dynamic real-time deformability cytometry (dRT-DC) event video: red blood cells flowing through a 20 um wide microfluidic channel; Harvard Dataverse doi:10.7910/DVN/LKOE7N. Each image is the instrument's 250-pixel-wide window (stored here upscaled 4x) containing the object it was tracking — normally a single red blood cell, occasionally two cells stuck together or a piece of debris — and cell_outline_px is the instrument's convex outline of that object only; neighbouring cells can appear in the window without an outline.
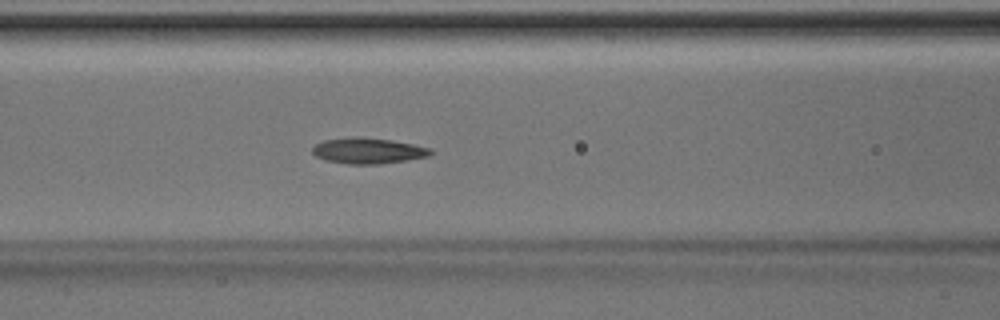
{"species": "Egyptian fruit bat (a non-hibernating species)", "species_latin": "Rousettus aegyptiacus", "temperature_condition": "room temperature", "stored_images_in_passage": 49, "segment_of_instrument_passage": [1, 2], "camera_frame_rate_fps": 3000, "um_per_image_px": 0.085, "animal": {"sex": "male"}, "frame": {"image": 1, "passage_image": 20, "time_ms": 6.333, "image_size_px": [1000, 320], "cell_outline_px": [[436, 152], [428, 156], [408, 160], [380, 164], [348, 164], [324, 160], [316, 156], [312, 152], [312, 148], [316, 144], [324, 140], [352, 136], [364, 136], [392, 140], [432, 148]], "centroid_in_image_um": [31.31, 12.8], "position_along_channel_um": 135.3, "area_um2": 18.09}}
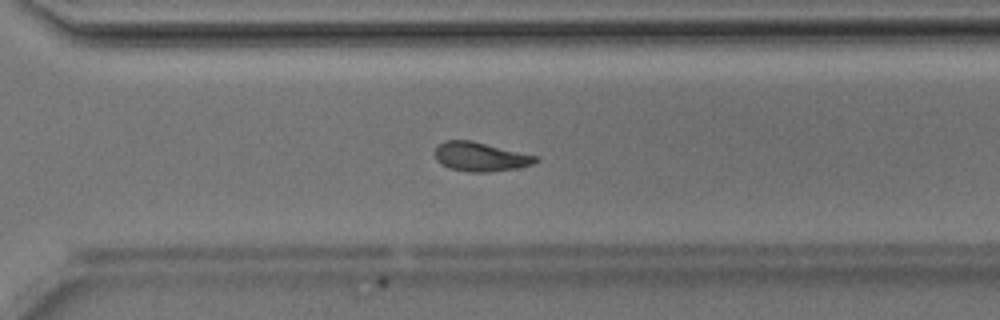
{"frame": {"image": 2, "passage_image": 34, "time_ms": 11.0, "image_size_px": [1000, 320], "cell_outline_px": [[540, 160], [532, 164], [516, 168], [488, 172], [468, 172], [448, 168], [440, 164], [436, 160], [432, 152], [436, 144], [444, 140], [472, 140], [540, 156]], "centroid_in_image_um": [40.79, 13.31], "position_along_channel_um": 329.8, "area_um2": 17.63}}
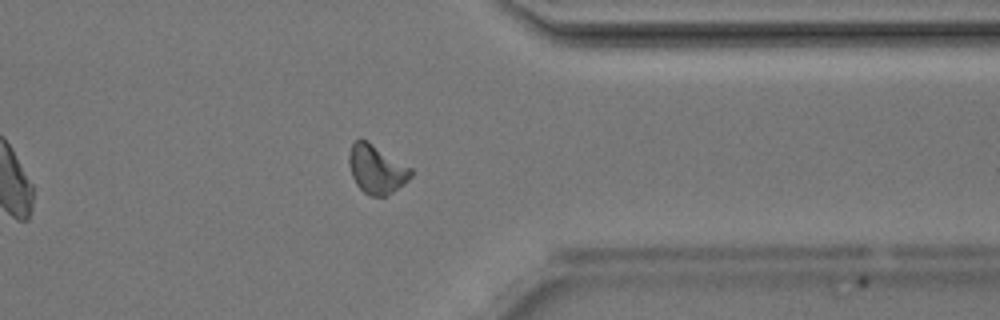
{"frame": {"image": 3, "passage_image": 38, "time_ms": 12.333, "image_size_px": [1000, 320], "cell_outline_px": [[412, 176], [404, 184], [392, 192], [384, 196], [368, 196], [356, 184], [352, 176], [348, 164], [348, 156], [352, 144], [356, 140], [368, 140], [412, 168]], "centroid_in_image_um": [32.0, 14.38], "position_along_channel_um": 379.4, "area_um2": 17.63}}